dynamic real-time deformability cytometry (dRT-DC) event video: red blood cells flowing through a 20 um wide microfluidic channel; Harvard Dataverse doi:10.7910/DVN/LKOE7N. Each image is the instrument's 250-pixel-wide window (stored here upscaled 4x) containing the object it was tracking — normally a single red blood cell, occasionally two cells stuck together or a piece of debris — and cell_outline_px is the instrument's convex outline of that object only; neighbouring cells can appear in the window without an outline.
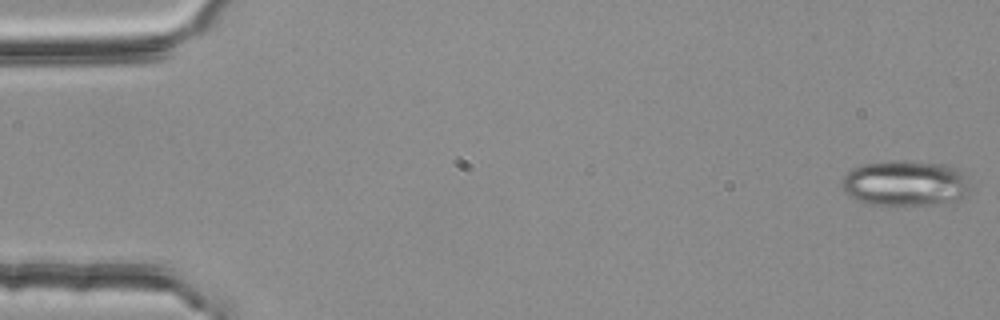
{"species": "common noctule bat (a hibernating species)", "species_latin": "Nyctalus noctula", "temperature_condition": "room temperature", "stored_images_in_passage": 55, "camera_frame_rate_fps": 3000, "um_per_image_px": 0.085, "animal": {"sex": "female", "body_mass_g": 25.1}, "frame": {"image": 1, "passage_image": 1, "time_ms": 0.0, "image_size_px": [1000, 320], "cell_outline_px": [[976, 192], [956, 204], [868, 204], [856, 200], [848, 196], [844, 192], [840, 184], [840, 180], [852, 168], [864, 164], [904, 160], [944, 164], [960, 168], [968, 172]], "centroid_in_image_um": [77.14, 15.59], "position_along_channel_um": 7.9, "area_um2": 35.66}}
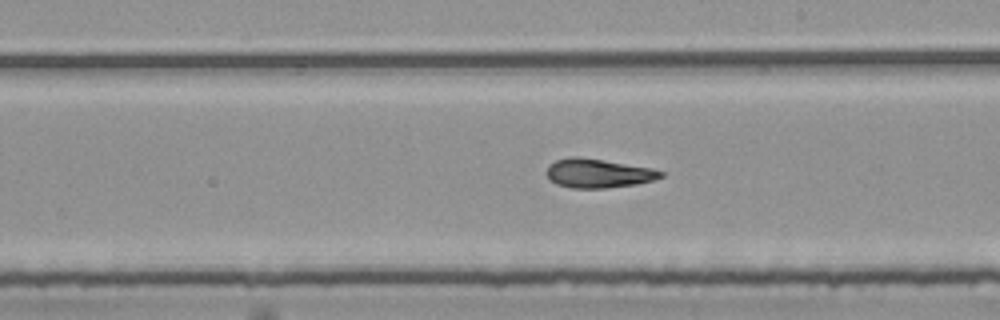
{"frame": {"image": 2, "passage_image": 31, "time_ms": 10.0, "image_size_px": [1000, 320], "cell_outline_px": [[664, 176], [652, 180], [636, 184], [604, 188], [572, 188], [556, 184], [548, 176], [548, 164], [556, 160], [572, 156], [576, 156], [604, 160], [652, 168], [664, 172]], "centroid_in_image_um": [50.85, 14.72], "position_along_channel_um": 238.1, "area_um2": 19.13}}
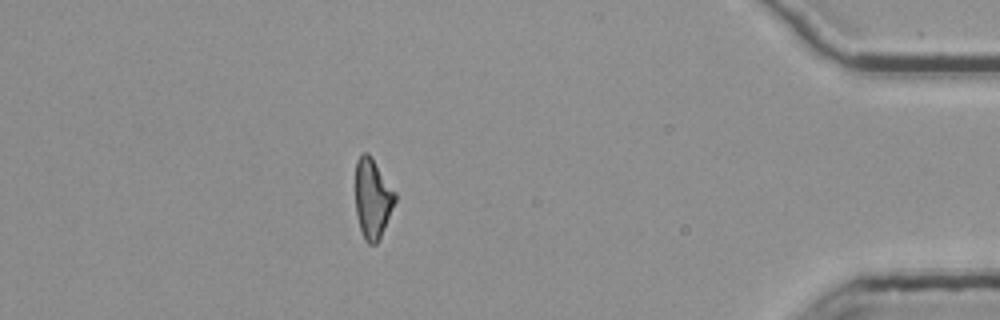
{"frame": {"image": 3, "passage_image": 48, "time_ms": 15.667, "image_size_px": [1000, 320], "cell_outline_px": [[396, 200], [380, 240], [376, 244], [368, 244], [364, 240], [360, 228], [356, 212], [356, 160], [364, 152], [368, 152], [372, 156], [396, 192]], "centroid_in_image_um": [31.68, 16.88], "position_along_channel_um": 403.5, "area_um2": 18.61}, "authors_computed_cell_mechanics": {"area_um2": 19.4786, "velocity_mm_per_s": 3.7884, "shape_relaxation_time_tau1_ms": 5.1589, "shape_relaxation_time_tau2_ms": 3.6498, "deformation_change_tau1": 0.1692, "deformation_change_tau2": 0.1286}}